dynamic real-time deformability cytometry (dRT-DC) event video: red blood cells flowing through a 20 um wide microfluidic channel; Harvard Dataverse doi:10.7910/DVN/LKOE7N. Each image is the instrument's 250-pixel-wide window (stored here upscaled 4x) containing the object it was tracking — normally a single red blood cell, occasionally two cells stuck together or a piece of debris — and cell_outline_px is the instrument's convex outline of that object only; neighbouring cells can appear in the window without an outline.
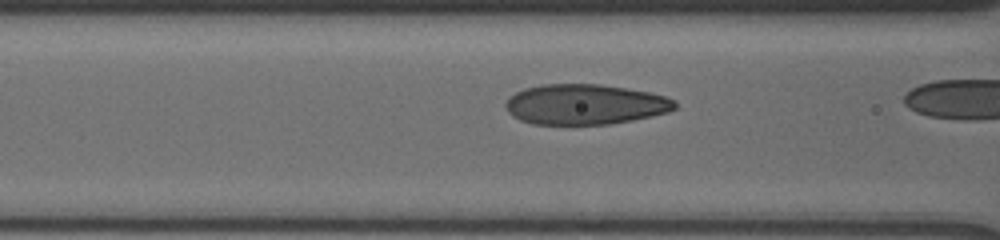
{"species": "human", "species_latin": "Homo sapiens", "temperature_condition": "cold", "stored_images_in_passage": 41, "camera_frame_rate_fps": 3000, "um_per_image_px": 0.085, "donor": {"sex": "male"}, "frame": {"image": 1, "passage_image": 12, "time_ms": 2.667, "image_size_px": [1000, 240], "cell_outline_px": [[676, 108], [668, 112], [652, 116], [632, 120], [608, 124], [532, 124], [520, 120], [512, 116], [508, 112], [504, 104], [508, 96], [524, 88], [540, 84], [600, 84], [648, 92], [664, 96], [676, 100]], "centroid_in_image_um": [49.69, 8.87], "position_along_channel_um": 116.9, "area_um2": 39.88}}
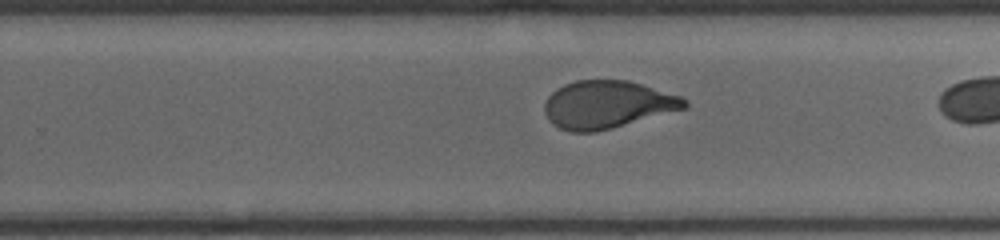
{"frame": {"image": 2, "passage_image": 30, "time_ms": 7.0, "image_size_px": [1000, 240], "cell_outline_px": [[688, 108], [612, 128], [596, 132], [572, 132], [560, 128], [552, 124], [544, 112], [544, 104], [548, 96], [556, 88], [564, 84], [576, 80], [628, 80], [680, 96], [688, 104]], "centroid_in_image_um": [51.6, 8.89], "position_along_channel_um": 278.2, "area_um2": 38.9}}